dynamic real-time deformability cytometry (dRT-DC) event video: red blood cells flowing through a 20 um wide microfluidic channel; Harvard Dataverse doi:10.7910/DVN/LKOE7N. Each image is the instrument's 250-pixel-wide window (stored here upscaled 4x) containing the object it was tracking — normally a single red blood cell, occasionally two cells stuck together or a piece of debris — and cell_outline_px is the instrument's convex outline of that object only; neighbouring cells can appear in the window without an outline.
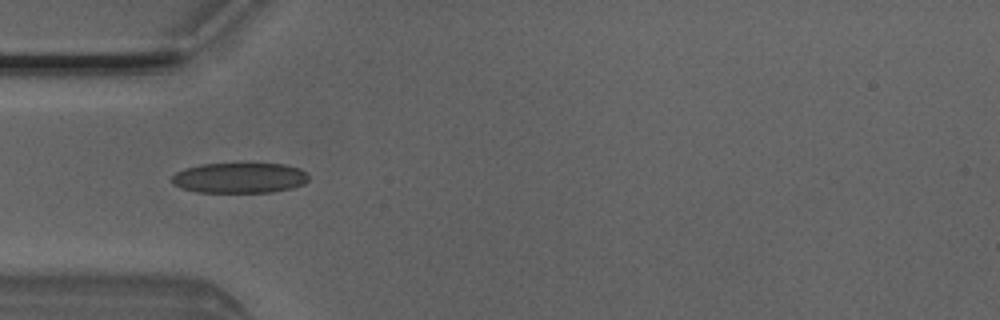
{"species": "Egyptian fruit bat (a non-hibernating species)", "species_latin": "Rousettus aegyptiacus", "temperature_condition": "room temperature", "stored_images_in_passage": 5, "camera_frame_rate_fps": 3000, "um_per_image_px": 0.085, "animal": {"sex": "male"}, "frame": {"image": 1, "passage_image": 5, "time_ms": 1.333, "image_size_px": [1000, 320], "cell_outline_px": [[308, 180], [304, 184], [292, 188], [272, 192], [196, 192], [180, 188], [172, 184], [172, 176], [176, 172], [184, 168], [200, 164], [284, 164], [300, 168], [308, 172]], "centroid_in_image_um": [20.36, 15.12], "position_along_channel_um": 64.6, "area_um2": 24.39}}